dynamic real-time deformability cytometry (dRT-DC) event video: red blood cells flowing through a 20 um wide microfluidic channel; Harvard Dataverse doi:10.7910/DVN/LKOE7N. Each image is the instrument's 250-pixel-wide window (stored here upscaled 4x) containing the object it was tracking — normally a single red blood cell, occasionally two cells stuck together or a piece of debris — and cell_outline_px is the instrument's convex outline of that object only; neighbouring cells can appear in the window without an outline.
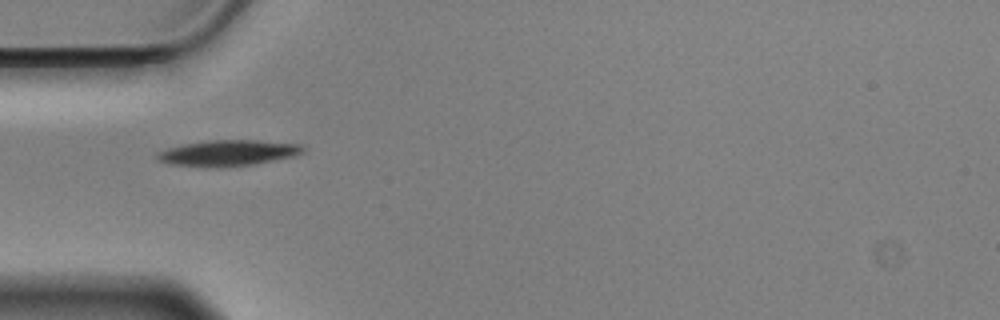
{"species": "Egyptian fruit bat (a non-hibernating species)", "species_latin": "Rousettus aegyptiacus", "temperature_condition": "cold", "stored_images_in_passage": 38, "camera_frame_rate_fps": 3000, "um_per_image_px": 0.085, "animal": {"sex": "male"}, "frame": {"image": 1, "passage_image": 1, "time_ms": 0.0, "image_size_px": [1000, 320], "cell_outline_px": [[304, 152], [292, 156], [252, 164], [220, 168], [204, 168], [168, 164], [156, 160], [156, 152], [168, 148], [184, 144], [208, 140], [256, 140], [300, 144], [304, 148]], "centroid_in_image_um": [19.29, 13.02], "position_along_channel_um": 65.7, "area_um2": 22.2}}
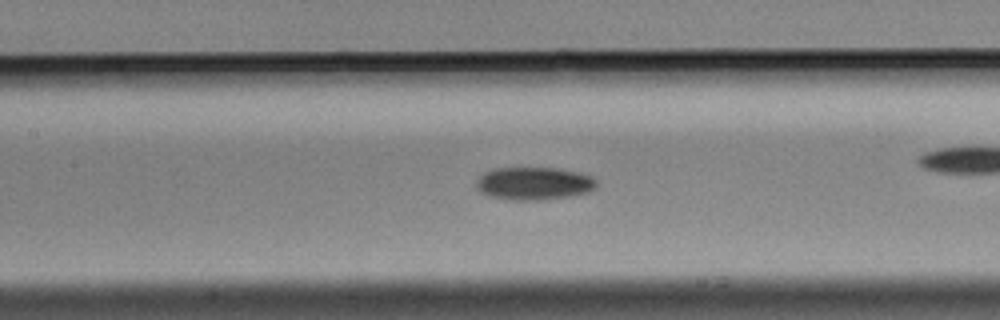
{"frame": {"image": 2, "passage_image": 6, "time_ms": 1.667, "image_size_px": [1000, 320], "cell_outline_px": [[596, 184], [588, 192], [568, 196], [544, 200], [516, 200], [492, 196], [480, 192], [476, 188], [476, 180], [484, 172], [496, 168], [556, 168], [580, 172], [592, 176], [596, 180]], "centroid_in_image_um": [45.37, 15.58], "position_along_channel_um": 162.0, "area_um2": 22.89}, "authors_computed_cell_mechanics": {"area_um2": 20.7502, "velocity_mm_per_s": 3.5139, "shape_relaxation_time_tau1_ms": 6.9703, "shape_relaxation_time_tau2_ms": 10.0725, "deformation_change_tau1": 0.0977, "deformation_change_tau2": 0.1581}}